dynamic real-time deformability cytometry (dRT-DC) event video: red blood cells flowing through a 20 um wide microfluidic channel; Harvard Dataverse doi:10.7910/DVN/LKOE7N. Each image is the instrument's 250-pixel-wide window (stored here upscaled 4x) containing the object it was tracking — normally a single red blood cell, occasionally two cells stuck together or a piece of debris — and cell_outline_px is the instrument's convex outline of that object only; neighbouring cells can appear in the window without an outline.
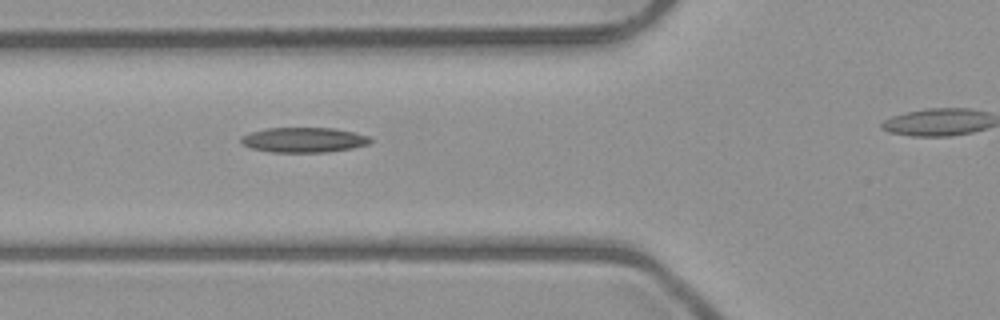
{"species": "common noctule bat (a hibernating species)", "species_latin": "Nyctalus noctula", "temperature_condition": "room temperature", "stored_images_in_passage": 3, "segment_of_instrument_passage": [1, 2], "camera_frame_rate_fps": 3000, "um_per_image_px": 0.085, "animal": {"sex": "male", "body_mass_g": 23.1, "forearm_length_mm": 52.7}, "frame": {"image": 1, "passage_image": 2, "time_ms": 1.0, "image_size_px": [1000, 320], "cell_outline_px": [[372, 140], [368, 144], [352, 148], [328, 152], [272, 152], [252, 148], [244, 144], [240, 140], [240, 136], [252, 132], [268, 128], [336, 128], [368, 136]], "centroid_in_image_um": [25.83, 11.89], "position_along_channel_um": 100.0, "area_um2": 18.67}}